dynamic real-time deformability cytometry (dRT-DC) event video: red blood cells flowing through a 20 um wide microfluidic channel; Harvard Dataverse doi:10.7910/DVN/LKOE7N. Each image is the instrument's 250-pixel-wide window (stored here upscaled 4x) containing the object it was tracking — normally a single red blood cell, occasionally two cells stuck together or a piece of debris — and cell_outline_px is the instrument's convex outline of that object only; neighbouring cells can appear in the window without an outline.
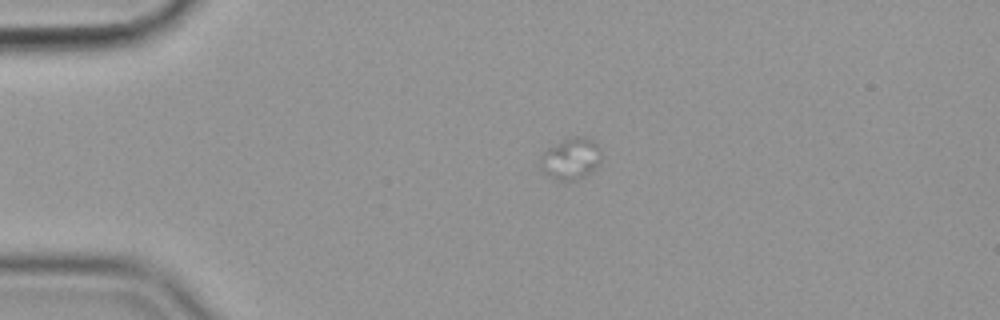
{"species": "common noctule bat (a hibernating species)", "species_latin": "Nyctalus noctula", "temperature_condition": "cold", "stored_images_in_passage": 8, "camera_frame_rate_fps": 3000, "um_per_image_px": 0.085, "animal": {"sex": "female", "body_mass_g": 19.9}, "frame": {"image": 1, "passage_image": 1, "time_ms": 0.0, "image_size_px": [1000, 320], "cell_outline_px": [[600, 160], [596, 168], [592, 172], [576, 180], [564, 180], [548, 176], [540, 160], [544, 152], [548, 148], [572, 136], [584, 136], [592, 140], [600, 148]], "centroid_in_image_um": [48.57, 13.47], "position_along_channel_um": 36.4, "area_um2": 14.33}}
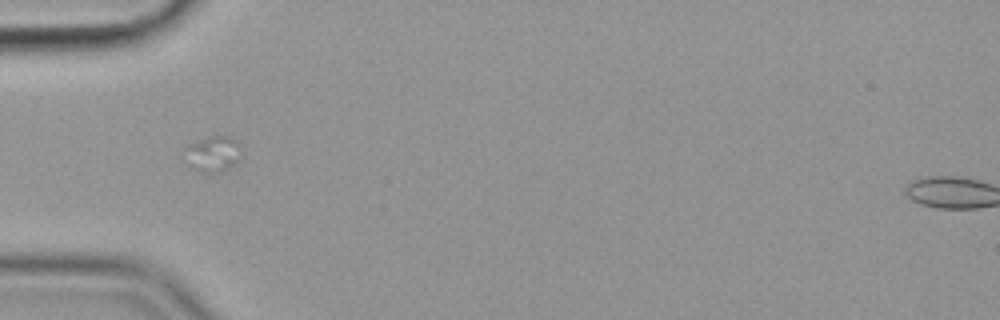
{"frame": {"image": 2, "passage_image": 7, "time_ms": 2.0, "image_size_px": [1000, 320], "cell_outline_px": [[236, 160], [228, 168], [212, 176], [208, 176], [192, 168], [188, 148], [188, 144], [208, 136], [228, 136], [236, 140]], "centroid_in_image_um": [18.07, 13.12], "position_along_channel_um": 66.9, "area_um2": 11.04}}